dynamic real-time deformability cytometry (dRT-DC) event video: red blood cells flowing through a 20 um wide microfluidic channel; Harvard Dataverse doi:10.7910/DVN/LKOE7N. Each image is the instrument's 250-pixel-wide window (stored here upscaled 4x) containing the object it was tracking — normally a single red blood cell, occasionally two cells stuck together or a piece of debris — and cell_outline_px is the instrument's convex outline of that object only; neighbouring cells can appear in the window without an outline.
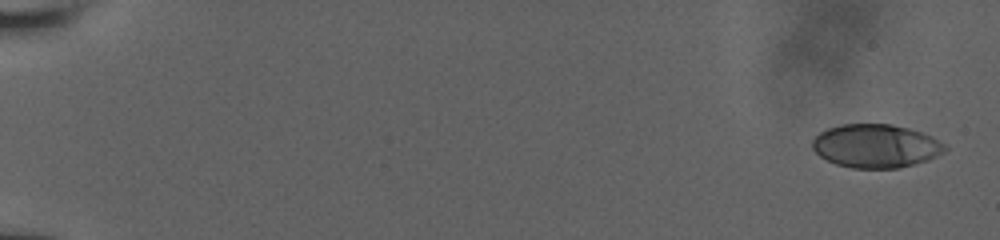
{"species": "human", "species_latin": "Homo sapiens", "temperature_condition": "room temperature", "stored_images_in_passage": 41, "camera_frame_rate_fps": 3000, "um_per_image_px": 0.085, "donor": {"sex": "male"}, "frame": {"image": 1, "passage_image": 1, "time_ms": 0.0, "image_size_px": [1000, 240], "cell_outline_px": [[948, 148], [944, 152], [928, 160], [900, 168], [852, 168], [836, 164], [820, 156], [812, 148], [812, 140], [820, 132], [828, 128], [840, 124], [892, 124], [908, 128], [920, 132], [944, 144]], "centroid_in_image_um": [74.42, 12.41], "position_along_channel_um": 10.6, "area_um2": 33.41}}
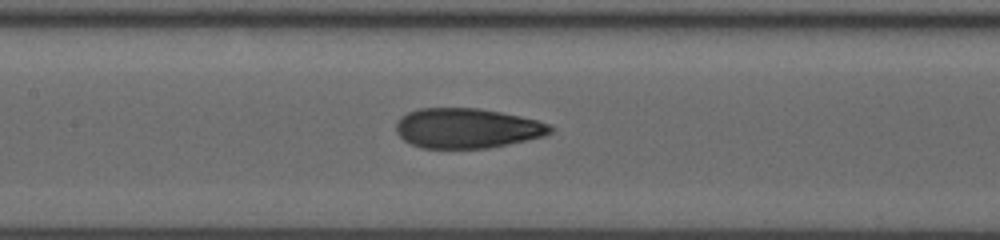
{"frame": {"image": 2, "passage_image": 22, "time_ms": 9.0, "image_size_px": [1000, 240], "cell_outline_px": [[552, 132], [544, 136], [488, 148], [420, 148], [404, 140], [396, 132], [396, 124], [400, 116], [416, 108], [476, 108], [500, 112], [520, 116], [536, 120], [548, 124], [552, 128]], "centroid_in_image_um": [39.65, 10.89], "position_along_channel_um": 167.7, "area_um2": 35.78}}
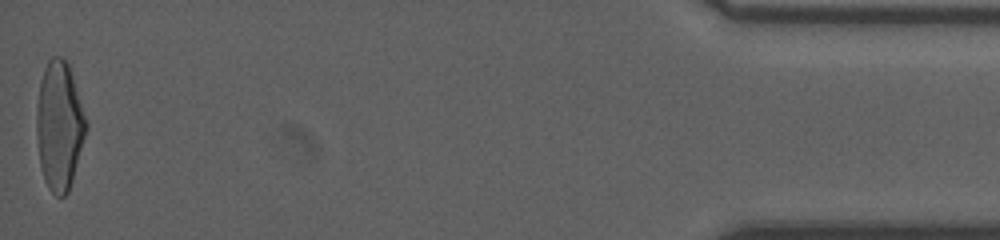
{"frame": {"image": 3, "passage_image": 41, "time_ms": 17.667, "image_size_px": [1000, 240], "cell_outline_px": [[88, 128], [72, 180], [68, 192], [64, 196], [56, 196], [48, 188], [44, 180], [40, 164], [36, 136], [36, 108], [40, 80], [44, 68], [48, 60], [52, 56], [60, 56], [68, 64], [88, 124]], "centroid_in_image_um": [5.03, 10.69], "position_along_channel_um": 430.2, "area_um2": 37.17}}